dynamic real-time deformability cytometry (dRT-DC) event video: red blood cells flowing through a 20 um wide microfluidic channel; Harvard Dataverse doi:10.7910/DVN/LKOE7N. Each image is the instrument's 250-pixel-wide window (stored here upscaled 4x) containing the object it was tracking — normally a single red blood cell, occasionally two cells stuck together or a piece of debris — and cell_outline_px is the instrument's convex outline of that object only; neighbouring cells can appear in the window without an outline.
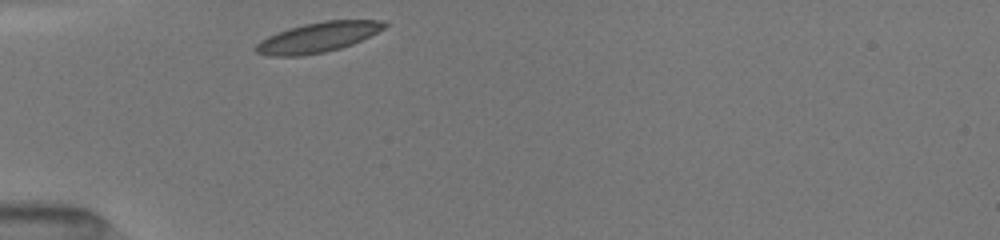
{"species": "common noctule bat (a hibernating species)", "species_latin": "Nyctalus noctula", "temperature_condition": "room temperature", "stored_images_in_passage": 12, "camera_frame_rate_fps": 3000, "um_per_image_px": 0.085, "animal": {"sex": "female", "body_mass_g": 19.5, "forearm_length_mm": 54.1}, "frame": {"image": 1, "passage_image": 1, "time_ms": 0.0, "image_size_px": [1000, 240], "cell_outline_px": [[388, 24], [384, 28], [352, 44], [340, 48], [324, 52], [300, 56], [268, 56], [256, 52], [252, 48], [260, 40], [276, 32], [288, 28], [304, 24], [324, 20], [384, 20]], "centroid_in_image_um": [26.97, 3.17], "position_along_channel_um": 58.0, "area_um2": 22.48}}
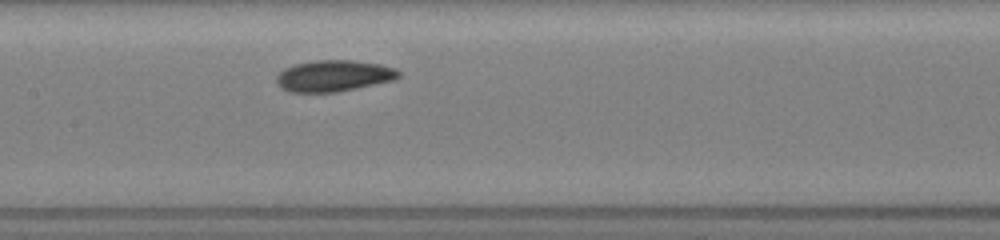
{"frame": {"image": 2, "passage_image": 9, "time_ms": 3.333, "image_size_px": [1000, 240], "cell_outline_px": [[400, 76], [396, 80], [336, 92], [288, 92], [280, 88], [276, 84], [276, 76], [284, 68], [296, 64], [316, 60], [352, 60], [380, 64], [396, 68], [400, 72]], "centroid_in_image_um": [28.37, 6.45], "position_along_channel_um": 179.0, "area_um2": 22.48}}
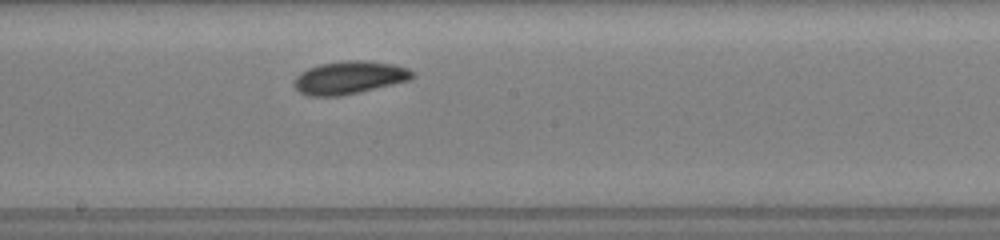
{"frame": {"image": 3, "passage_image": 12, "time_ms": 4.333, "image_size_px": [1000, 240], "cell_outline_px": [[416, 76], [408, 80], [360, 92], [340, 96], [308, 96], [300, 92], [292, 84], [292, 80], [300, 72], [308, 68], [320, 64], [344, 60], [364, 60], [392, 64], [408, 68], [416, 72]], "centroid_in_image_um": [29.67, 6.59], "position_along_channel_um": 218.5, "area_um2": 22.83}}